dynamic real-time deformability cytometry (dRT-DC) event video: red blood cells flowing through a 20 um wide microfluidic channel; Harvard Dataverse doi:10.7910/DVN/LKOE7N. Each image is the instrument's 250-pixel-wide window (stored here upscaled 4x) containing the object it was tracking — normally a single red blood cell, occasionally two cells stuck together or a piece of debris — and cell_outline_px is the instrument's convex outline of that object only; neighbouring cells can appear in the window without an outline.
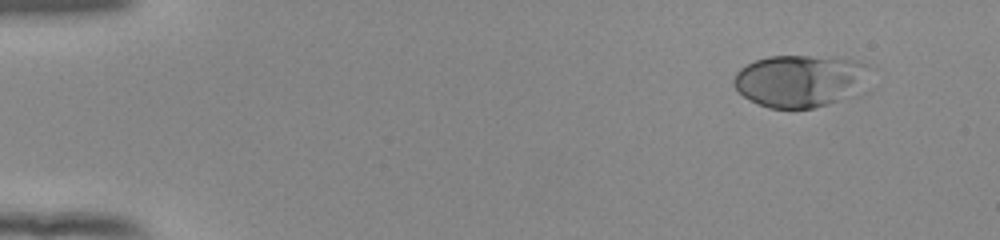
{"species": "human", "species_latin": "Homo sapiens", "temperature_condition": "room temperature", "stored_images_in_passage": 50, "camera_frame_rate_fps": 3000, "um_per_image_px": 0.085, "donor": {"sex": "female"}, "frame": {"image": 1, "passage_image": 1, "time_ms": 0.0, "image_size_px": [1000, 240], "cell_outline_px": [[876, 88], [872, 92], [860, 96], [812, 108], [768, 108], [744, 96], [732, 84], [732, 80], [736, 72], [740, 68], [756, 60], [768, 56], [836, 56], [856, 60], [868, 64], [876, 68]], "centroid_in_image_um": [68.35, 6.87], "position_along_channel_um": 16.6, "area_um2": 44.22}}
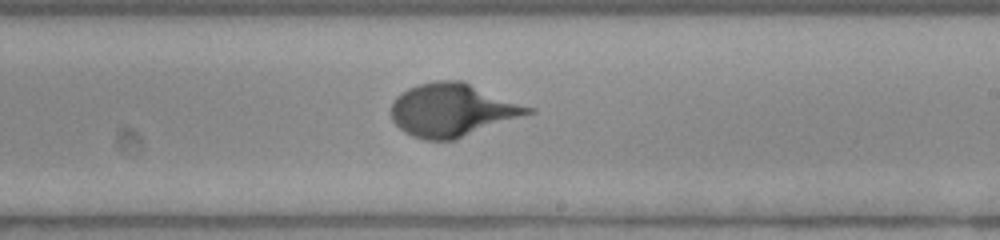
{"frame": {"image": 2, "passage_image": 29, "time_ms": 9.333, "image_size_px": [1000, 240], "cell_outline_px": [[536, 112], [452, 140], [424, 140], [412, 136], [404, 132], [392, 120], [392, 100], [400, 92], [408, 88], [420, 84], [436, 80], [464, 80], [536, 108]], "centroid_in_image_um": [38.48, 9.33], "position_along_channel_um": 250.5, "area_um2": 42.66}}
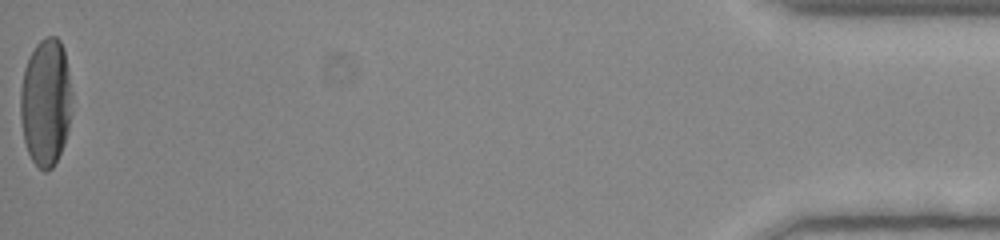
{"frame": {"image": 3, "passage_image": 50, "time_ms": 16.333, "image_size_px": [1000, 240], "cell_outline_px": [[72, 112], [64, 144], [52, 168], [48, 172], [44, 172], [32, 160], [28, 152], [24, 140], [20, 116], [20, 88], [24, 68], [36, 44], [44, 36], [56, 36], [60, 40], [64, 48], [68, 68], [72, 92]], "centroid_in_image_um": [3.9, 8.67], "position_along_channel_um": 431.3, "area_um2": 38.73}}